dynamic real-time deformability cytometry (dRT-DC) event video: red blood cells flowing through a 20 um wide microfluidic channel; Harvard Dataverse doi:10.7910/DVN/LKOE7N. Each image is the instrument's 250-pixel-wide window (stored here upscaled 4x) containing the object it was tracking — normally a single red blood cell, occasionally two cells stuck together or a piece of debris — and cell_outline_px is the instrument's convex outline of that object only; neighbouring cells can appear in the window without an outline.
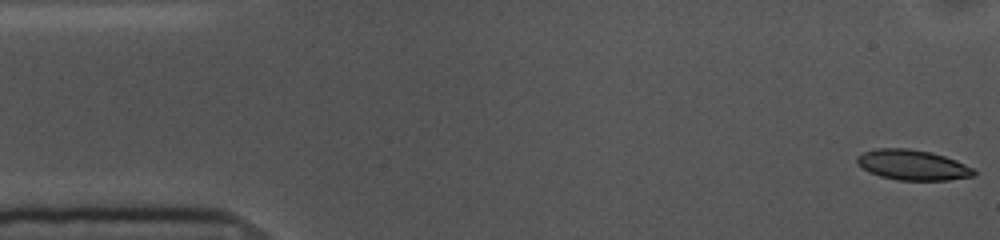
{"species": "common noctule bat (a hibernating species)", "species_latin": "Nyctalus noctula", "temperature_condition": "cold", "stored_images_in_passage": 54, "camera_frame_rate_fps": 3000, "um_per_image_px": 0.085, "animal": {"sex": "female", "body_mass_g": 10.0, "forearm_length_mm": 53.1}, "frame": {"image": 1, "passage_image": 1, "time_ms": 0.0, "image_size_px": [1000, 240], "cell_outline_px": [[976, 176], [948, 180], [896, 180], [880, 176], [868, 172], [856, 160], [856, 156], [864, 152], [876, 148], [908, 148], [932, 152], [956, 160], [972, 168], [976, 172]], "centroid_in_image_um": [77.58, 14.02], "position_along_channel_um": 7.4, "area_um2": 20.63}}
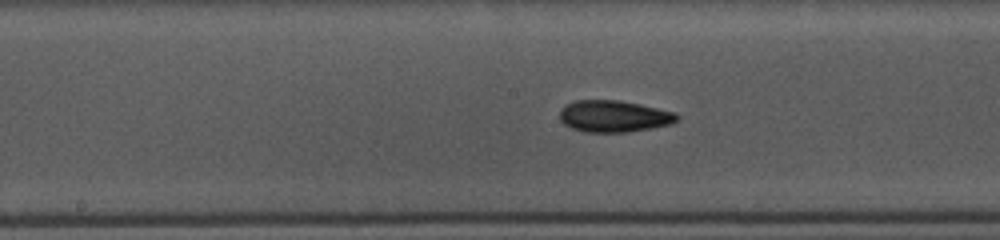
{"frame": {"image": 2, "passage_image": 26, "time_ms": 8.333, "image_size_px": [1000, 240], "cell_outline_px": [[680, 120], [672, 124], [652, 128], [628, 132], [584, 132], [572, 128], [564, 124], [560, 120], [560, 108], [564, 104], [576, 100], [616, 100], [640, 104], [676, 112], [680, 116]], "centroid_in_image_um": [52.2, 9.88], "position_along_channel_um": 196.0, "area_um2": 21.96}}
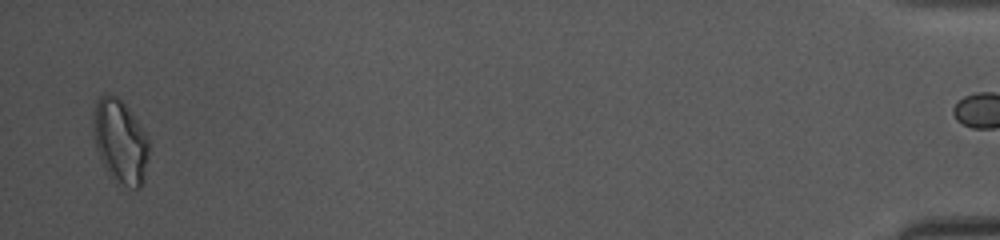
{"frame": {"image": 3, "passage_image": 53, "time_ms": 17.333, "image_size_px": [1000, 240], "cell_outline_px": [[148, 156], [144, 180], [140, 188], [132, 188], [116, 184], [104, 168], [96, 148], [92, 128], [92, 116], [96, 100], [104, 92], [112, 92], [128, 108], [148, 136]], "centroid_in_image_um": [10.19, 12.01], "position_along_channel_um": 425.0, "area_um2": 27.74}, "authors_computed_cell_mechanics": {"area_um2": 20.808, "velocity_mm_per_s": 3.594, "shape_relaxation_time_tau1_ms": 6.0356, "shape_relaxation_time_tau2_ms": 5.2828, "deformation_change_tau1": 0.127, "deformation_change_tau2": 0.1053}}